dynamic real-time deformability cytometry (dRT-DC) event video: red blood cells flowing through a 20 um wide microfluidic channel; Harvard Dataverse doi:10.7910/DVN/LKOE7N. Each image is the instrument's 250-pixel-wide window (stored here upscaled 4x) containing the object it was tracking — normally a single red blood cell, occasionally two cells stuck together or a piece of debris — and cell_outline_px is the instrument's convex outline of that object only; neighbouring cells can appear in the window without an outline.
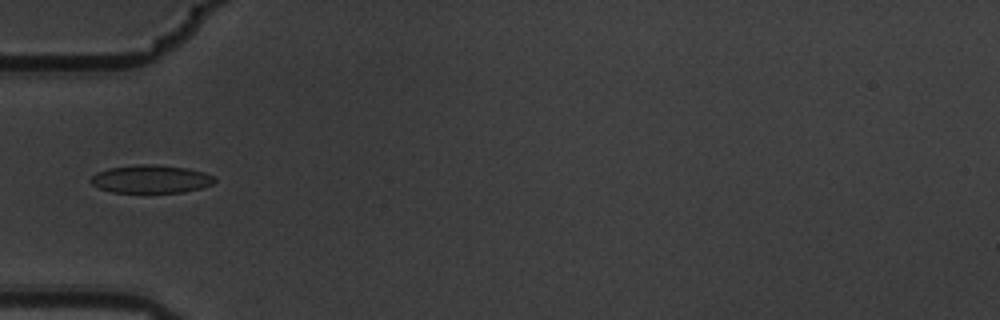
{"species": "common noctule bat (a hibernating species)", "species_latin": "Nyctalus noctula", "temperature_condition": "warm", "stored_images_in_passage": 5, "camera_frame_rate_fps": 3000, "um_per_image_px": 0.085, "animal": {"sex": "male", "body_mass_g": 19.5, "forearm_length_mm": 54.6}, "frame": {"image": 1, "passage_image": 5, "time_ms": 1.333, "image_size_px": [1000, 320], "cell_outline_px": [[216, 180], [212, 184], [200, 188], [184, 192], [112, 192], [100, 188], [92, 184], [88, 180], [96, 172], [108, 168], [136, 164], [156, 164], [188, 168], [204, 172], [216, 176]], "centroid_in_image_um": [12.83, 15.2], "position_along_channel_um": 72.2, "area_um2": 20.4}}